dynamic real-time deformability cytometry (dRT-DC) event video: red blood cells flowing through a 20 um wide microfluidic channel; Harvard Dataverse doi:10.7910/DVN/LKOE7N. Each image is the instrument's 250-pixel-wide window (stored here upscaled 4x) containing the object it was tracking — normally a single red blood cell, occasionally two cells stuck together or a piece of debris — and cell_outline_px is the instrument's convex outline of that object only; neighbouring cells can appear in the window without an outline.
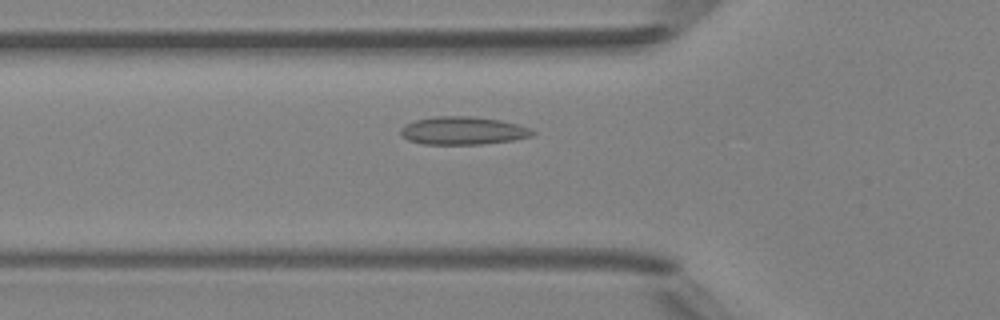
{"species": "Egyptian fruit bat (a non-hibernating species)", "species_latin": "Rousettus aegyptiacus", "temperature_condition": "room temperature", "stored_images_in_passage": 42, "camera_frame_rate_fps": 3000, "um_per_image_px": 0.085, "animal": {"sex": "female"}, "frame": {"image": 1, "passage_image": 14, "time_ms": 4.333, "image_size_px": [1000, 320], "cell_outline_px": [[536, 132], [532, 136], [512, 140], [480, 144], [424, 144], [408, 140], [400, 132], [400, 128], [404, 124], [416, 120], [436, 116], [468, 116], [500, 120], [516, 124], [528, 128]], "centroid_in_image_um": [39.32, 11.1], "position_along_channel_um": 86.5, "area_um2": 21.27}}
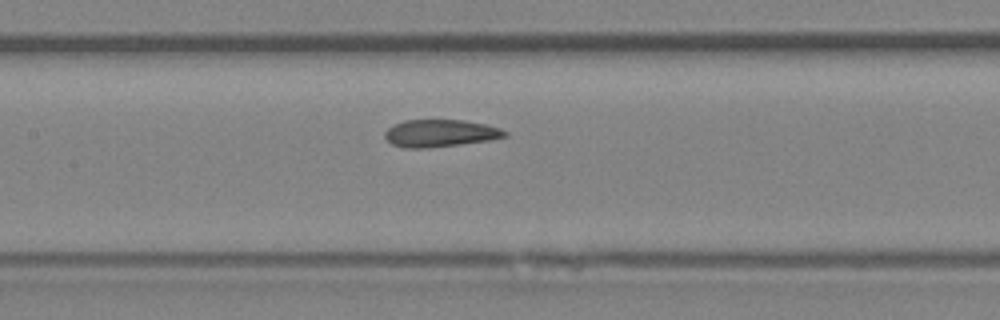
{"frame": {"image": 2, "passage_image": 20, "time_ms": 6.333, "image_size_px": [1000, 320], "cell_outline_px": [[508, 136], [488, 140], [460, 144], [424, 148], [404, 148], [392, 144], [384, 136], [384, 132], [392, 124], [404, 120], [464, 120], [484, 124], [500, 128], [508, 132]], "centroid_in_image_um": [37.39, 11.32], "position_along_channel_um": 170.0, "area_um2": 19.07}}
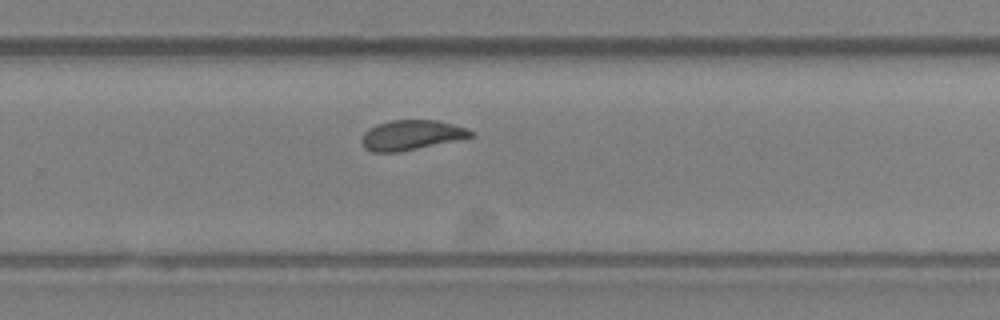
{"frame": {"image": 3, "passage_image": 29, "time_ms": 9.333, "image_size_px": [1000, 320], "cell_outline_px": [[472, 136], [456, 140], [400, 152], [372, 152], [364, 148], [360, 140], [364, 132], [368, 128], [376, 124], [392, 120], [440, 120], [464, 128], [472, 132]], "centroid_in_image_um": [34.88, 11.48], "position_along_channel_um": 294.9, "area_um2": 18.9}, "authors_computed_cell_mechanics": {"area_um2": 19.074, "velocity_mm_per_s": 4.173, "shape_relaxation_time_tau1_ms": null, "shape_relaxation_time_tau2_ms": 1.9564, "deformation_change_tau1": null, "deformation_change_tau2": 0.0694}}